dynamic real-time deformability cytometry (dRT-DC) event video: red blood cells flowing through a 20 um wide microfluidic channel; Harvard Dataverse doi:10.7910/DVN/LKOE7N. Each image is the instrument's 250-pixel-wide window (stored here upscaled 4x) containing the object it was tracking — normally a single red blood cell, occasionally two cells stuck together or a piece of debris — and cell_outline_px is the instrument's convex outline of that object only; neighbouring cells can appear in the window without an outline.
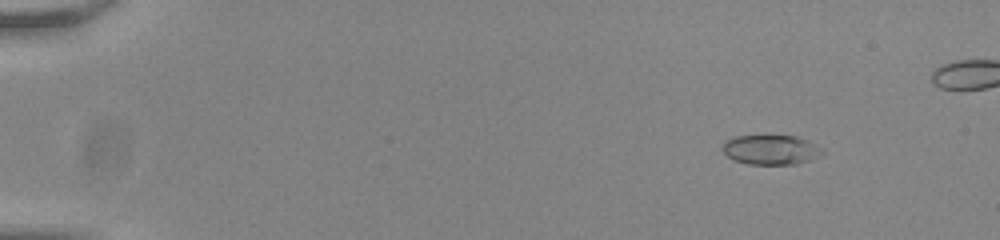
{"species": "common noctule bat (a hibernating species)", "species_latin": "Nyctalus noctula", "temperature_condition": "room temperature", "stored_images_in_passage": 51, "camera_frame_rate_fps": 3000, "um_per_image_px": 0.085, "animal": {"sex": "male", "body_mass_g": 20.0, "forearm_length_mm": 53.3}, "frame": {"image": 1, "passage_image": 5, "time_ms": 1.333, "image_size_px": [1000, 240], "cell_outline_px": [[824, 152], [808, 160], [796, 164], [748, 164], [736, 160], [728, 156], [720, 148], [728, 140], [736, 136], [796, 136], [820, 148]], "centroid_in_image_um": [65.47, 12.73], "position_along_channel_um": 19.5, "area_um2": 16.7}}
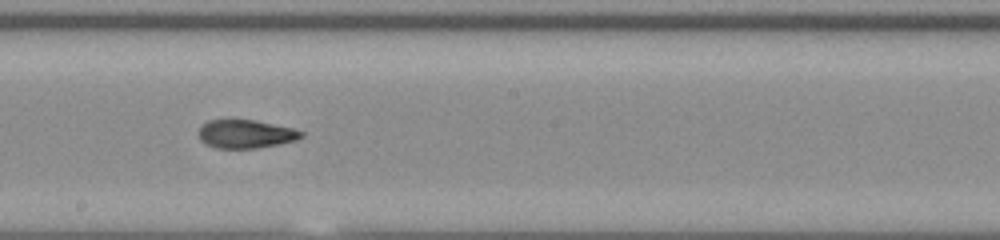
{"frame": {"image": 2, "passage_image": 31, "time_ms": 10.0, "image_size_px": [1000, 240], "cell_outline_px": [[304, 136], [296, 140], [256, 148], [216, 148], [204, 144], [200, 140], [200, 128], [208, 120], [232, 116], [256, 120], [292, 128], [304, 132]], "centroid_in_image_um": [20.84, 11.34], "position_along_channel_um": 227.4, "area_um2": 17.51}}
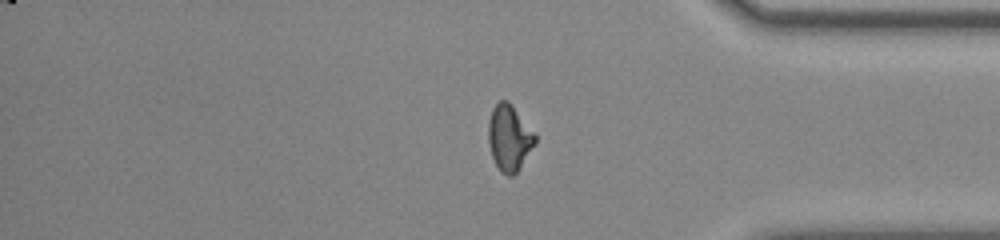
{"frame": {"image": 3, "passage_image": 45, "time_ms": 14.667, "image_size_px": [1000, 240], "cell_outline_px": [[536, 144], [516, 172], [512, 176], [508, 176], [500, 172], [492, 156], [488, 144], [488, 120], [492, 108], [500, 100], [508, 100], [536, 132]], "centroid_in_image_um": [43.3, 11.69], "position_along_channel_um": 391.9, "area_um2": 18.26}}